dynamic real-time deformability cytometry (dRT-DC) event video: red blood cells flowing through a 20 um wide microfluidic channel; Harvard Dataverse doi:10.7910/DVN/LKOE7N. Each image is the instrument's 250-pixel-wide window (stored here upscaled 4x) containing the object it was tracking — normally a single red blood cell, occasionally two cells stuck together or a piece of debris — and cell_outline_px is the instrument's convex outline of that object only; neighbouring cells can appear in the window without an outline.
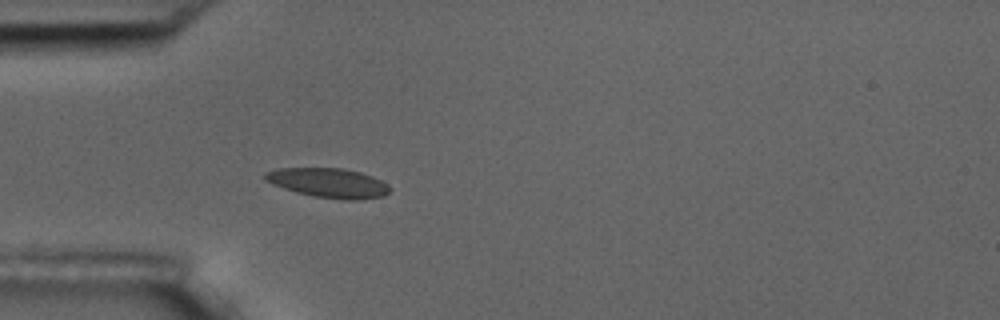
{"species": "common noctule bat (a hibernating species)", "species_latin": "Nyctalus noctula", "temperature_condition": "room temperature", "stored_images_in_passage": 2, "camera_frame_rate_fps": 3000, "um_per_image_px": 0.085, "animal": {"sex": "male", "body_mass_g": 17.5, "forearm_length_mm": 52.3}, "frame": {"image": 1, "passage_image": 2, "time_ms": 1.333, "image_size_px": [1000, 320], "cell_outline_px": [[392, 188], [384, 196], [356, 200], [344, 200], [312, 196], [296, 192], [272, 184], [264, 180], [264, 172], [280, 168], [344, 168], [360, 172], [372, 176], [388, 184]], "centroid_in_image_um": [27.92, 15.55], "position_along_channel_um": 57.1, "area_um2": 21.56}}